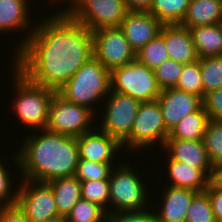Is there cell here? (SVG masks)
<instances>
[{"label":"cell","mask_w":222,"mask_h":222,"mask_svg":"<svg viewBox=\"0 0 222 222\" xmlns=\"http://www.w3.org/2000/svg\"><path fill=\"white\" fill-rule=\"evenodd\" d=\"M61 11L29 29L13 61L29 81L55 91L94 57L92 31Z\"/></svg>","instance_id":"obj_1"},{"label":"cell","mask_w":222,"mask_h":222,"mask_svg":"<svg viewBox=\"0 0 222 222\" xmlns=\"http://www.w3.org/2000/svg\"><path fill=\"white\" fill-rule=\"evenodd\" d=\"M42 133V134H41ZM30 135L19 148L14 162L22 179L47 183L75 175L79 161L77 137L43 129Z\"/></svg>","instance_id":"obj_2"},{"label":"cell","mask_w":222,"mask_h":222,"mask_svg":"<svg viewBox=\"0 0 222 222\" xmlns=\"http://www.w3.org/2000/svg\"><path fill=\"white\" fill-rule=\"evenodd\" d=\"M110 89V72L92 57L57 90V93L66 101L88 107L95 113L92 109L94 104L107 97Z\"/></svg>","instance_id":"obj_3"},{"label":"cell","mask_w":222,"mask_h":222,"mask_svg":"<svg viewBox=\"0 0 222 222\" xmlns=\"http://www.w3.org/2000/svg\"><path fill=\"white\" fill-rule=\"evenodd\" d=\"M12 74L16 92L12 106L16 117L34 130L46 129L50 102L57 91L32 83L16 68Z\"/></svg>","instance_id":"obj_4"},{"label":"cell","mask_w":222,"mask_h":222,"mask_svg":"<svg viewBox=\"0 0 222 222\" xmlns=\"http://www.w3.org/2000/svg\"><path fill=\"white\" fill-rule=\"evenodd\" d=\"M117 167L112 169L109 178V206H113V210L109 209L107 214L146 209L149 196L139 174L129 164Z\"/></svg>","instance_id":"obj_5"},{"label":"cell","mask_w":222,"mask_h":222,"mask_svg":"<svg viewBox=\"0 0 222 222\" xmlns=\"http://www.w3.org/2000/svg\"><path fill=\"white\" fill-rule=\"evenodd\" d=\"M111 90L140 102L157 100L162 92L154 70L137 60L110 72Z\"/></svg>","instance_id":"obj_6"},{"label":"cell","mask_w":222,"mask_h":222,"mask_svg":"<svg viewBox=\"0 0 222 222\" xmlns=\"http://www.w3.org/2000/svg\"><path fill=\"white\" fill-rule=\"evenodd\" d=\"M169 133L158 100L141 102L130 134L121 145L128 146L133 151L142 150L159 142L163 149Z\"/></svg>","instance_id":"obj_7"},{"label":"cell","mask_w":222,"mask_h":222,"mask_svg":"<svg viewBox=\"0 0 222 222\" xmlns=\"http://www.w3.org/2000/svg\"><path fill=\"white\" fill-rule=\"evenodd\" d=\"M64 11L91 31L120 27L128 13L124 0H74Z\"/></svg>","instance_id":"obj_8"},{"label":"cell","mask_w":222,"mask_h":222,"mask_svg":"<svg viewBox=\"0 0 222 222\" xmlns=\"http://www.w3.org/2000/svg\"><path fill=\"white\" fill-rule=\"evenodd\" d=\"M94 112L88 107L66 101L57 92L49 106L46 129L53 133L78 137L93 130Z\"/></svg>","instance_id":"obj_9"},{"label":"cell","mask_w":222,"mask_h":222,"mask_svg":"<svg viewBox=\"0 0 222 222\" xmlns=\"http://www.w3.org/2000/svg\"><path fill=\"white\" fill-rule=\"evenodd\" d=\"M94 57L109 71L136 60L120 27H106L92 31Z\"/></svg>","instance_id":"obj_10"},{"label":"cell","mask_w":222,"mask_h":222,"mask_svg":"<svg viewBox=\"0 0 222 222\" xmlns=\"http://www.w3.org/2000/svg\"><path fill=\"white\" fill-rule=\"evenodd\" d=\"M107 96L99 129L121 143L130 134L141 102L111 89Z\"/></svg>","instance_id":"obj_11"},{"label":"cell","mask_w":222,"mask_h":222,"mask_svg":"<svg viewBox=\"0 0 222 222\" xmlns=\"http://www.w3.org/2000/svg\"><path fill=\"white\" fill-rule=\"evenodd\" d=\"M17 190V205L29 222H46L60 216L52 188L43 182L22 179Z\"/></svg>","instance_id":"obj_12"},{"label":"cell","mask_w":222,"mask_h":222,"mask_svg":"<svg viewBox=\"0 0 222 222\" xmlns=\"http://www.w3.org/2000/svg\"><path fill=\"white\" fill-rule=\"evenodd\" d=\"M157 100L165 126L169 131L184 117L196 111L203 104L199 96L177 88L162 90Z\"/></svg>","instance_id":"obj_13"},{"label":"cell","mask_w":222,"mask_h":222,"mask_svg":"<svg viewBox=\"0 0 222 222\" xmlns=\"http://www.w3.org/2000/svg\"><path fill=\"white\" fill-rule=\"evenodd\" d=\"M163 24L150 12L128 11L120 28L137 53L142 47L159 35Z\"/></svg>","instance_id":"obj_14"},{"label":"cell","mask_w":222,"mask_h":222,"mask_svg":"<svg viewBox=\"0 0 222 222\" xmlns=\"http://www.w3.org/2000/svg\"><path fill=\"white\" fill-rule=\"evenodd\" d=\"M91 130L77 137L79 159L99 163H113L122 145L114 137L101 131Z\"/></svg>","instance_id":"obj_15"},{"label":"cell","mask_w":222,"mask_h":222,"mask_svg":"<svg viewBox=\"0 0 222 222\" xmlns=\"http://www.w3.org/2000/svg\"><path fill=\"white\" fill-rule=\"evenodd\" d=\"M164 150L170 153L168 157L190 167L201 169L211 180L215 170L207 155L203 140L166 139Z\"/></svg>","instance_id":"obj_16"},{"label":"cell","mask_w":222,"mask_h":222,"mask_svg":"<svg viewBox=\"0 0 222 222\" xmlns=\"http://www.w3.org/2000/svg\"><path fill=\"white\" fill-rule=\"evenodd\" d=\"M166 188L165 192H162L164 194L161 209L154 211L156 222H186L189 207L199 192L174 186Z\"/></svg>","instance_id":"obj_17"},{"label":"cell","mask_w":222,"mask_h":222,"mask_svg":"<svg viewBox=\"0 0 222 222\" xmlns=\"http://www.w3.org/2000/svg\"><path fill=\"white\" fill-rule=\"evenodd\" d=\"M159 34L164 38L170 59L183 64L199 59L189 28L181 24H164Z\"/></svg>","instance_id":"obj_18"},{"label":"cell","mask_w":222,"mask_h":222,"mask_svg":"<svg viewBox=\"0 0 222 222\" xmlns=\"http://www.w3.org/2000/svg\"><path fill=\"white\" fill-rule=\"evenodd\" d=\"M168 172L171 178L169 186L188 188L197 192L205 191L212 181L201 169L190 167L169 157Z\"/></svg>","instance_id":"obj_19"},{"label":"cell","mask_w":222,"mask_h":222,"mask_svg":"<svg viewBox=\"0 0 222 222\" xmlns=\"http://www.w3.org/2000/svg\"><path fill=\"white\" fill-rule=\"evenodd\" d=\"M222 23L221 0H191L181 25L187 28Z\"/></svg>","instance_id":"obj_20"},{"label":"cell","mask_w":222,"mask_h":222,"mask_svg":"<svg viewBox=\"0 0 222 222\" xmlns=\"http://www.w3.org/2000/svg\"><path fill=\"white\" fill-rule=\"evenodd\" d=\"M189 30L198 58L222 56V23Z\"/></svg>","instance_id":"obj_21"},{"label":"cell","mask_w":222,"mask_h":222,"mask_svg":"<svg viewBox=\"0 0 222 222\" xmlns=\"http://www.w3.org/2000/svg\"><path fill=\"white\" fill-rule=\"evenodd\" d=\"M47 184L52 188L60 216H67L82 198L81 182L74 175L53 179Z\"/></svg>","instance_id":"obj_22"},{"label":"cell","mask_w":222,"mask_h":222,"mask_svg":"<svg viewBox=\"0 0 222 222\" xmlns=\"http://www.w3.org/2000/svg\"><path fill=\"white\" fill-rule=\"evenodd\" d=\"M208 122L209 117L202 104L176 124L167 139L203 140Z\"/></svg>","instance_id":"obj_23"},{"label":"cell","mask_w":222,"mask_h":222,"mask_svg":"<svg viewBox=\"0 0 222 222\" xmlns=\"http://www.w3.org/2000/svg\"><path fill=\"white\" fill-rule=\"evenodd\" d=\"M27 2V0H0V31L3 33L16 29L28 31L25 30V27L30 25Z\"/></svg>","instance_id":"obj_24"},{"label":"cell","mask_w":222,"mask_h":222,"mask_svg":"<svg viewBox=\"0 0 222 222\" xmlns=\"http://www.w3.org/2000/svg\"><path fill=\"white\" fill-rule=\"evenodd\" d=\"M191 0H153L150 13L163 25L181 24Z\"/></svg>","instance_id":"obj_25"},{"label":"cell","mask_w":222,"mask_h":222,"mask_svg":"<svg viewBox=\"0 0 222 222\" xmlns=\"http://www.w3.org/2000/svg\"><path fill=\"white\" fill-rule=\"evenodd\" d=\"M170 59L164 38L159 34L136 53V60L155 70L164 61Z\"/></svg>","instance_id":"obj_26"},{"label":"cell","mask_w":222,"mask_h":222,"mask_svg":"<svg viewBox=\"0 0 222 222\" xmlns=\"http://www.w3.org/2000/svg\"><path fill=\"white\" fill-rule=\"evenodd\" d=\"M203 142L215 170L222 165V121L209 120Z\"/></svg>","instance_id":"obj_27"},{"label":"cell","mask_w":222,"mask_h":222,"mask_svg":"<svg viewBox=\"0 0 222 222\" xmlns=\"http://www.w3.org/2000/svg\"><path fill=\"white\" fill-rule=\"evenodd\" d=\"M204 96L222 87V56L200 58Z\"/></svg>","instance_id":"obj_28"},{"label":"cell","mask_w":222,"mask_h":222,"mask_svg":"<svg viewBox=\"0 0 222 222\" xmlns=\"http://www.w3.org/2000/svg\"><path fill=\"white\" fill-rule=\"evenodd\" d=\"M182 91L204 98L200 58L192 63L184 64L177 85L174 87Z\"/></svg>","instance_id":"obj_29"},{"label":"cell","mask_w":222,"mask_h":222,"mask_svg":"<svg viewBox=\"0 0 222 222\" xmlns=\"http://www.w3.org/2000/svg\"><path fill=\"white\" fill-rule=\"evenodd\" d=\"M68 222H107V212L99 205L81 198L66 216Z\"/></svg>","instance_id":"obj_30"},{"label":"cell","mask_w":222,"mask_h":222,"mask_svg":"<svg viewBox=\"0 0 222 222\" xmlns=\"http://www.w3.org/2000/svg\"><path fill=\"white\" fill-rule=\"evenodd\" d=\"M81 195L83 199L109 210V179L90 180L81 182ZM107 208V209H106Z\"/></svg>","instance_id":"obj_31"},{"label":"cell","mask_w":222,"mask_h":222,"mask_svg":"<svg viewBox=\"0 0 222 222\" xmlns=\"http://www.w3.org/2000/svg\"><path fill=\"white\" fill-rule=\"evenodd\" d=\"M112 165V163H99L79 159L74 176L80 182L109 179L112 172L111 169H113Z\"/></svg>","instance_id":"obj_32"},{"label":"cell","mask_w":222,"mask_h":222,"mask_svg":"<svg viewBox=\"0 0 222 222\" xmlns=\"http://www.w3.org/2000/svg\"><path fill=\"white\" fill-rule=\"evenodd\" d=\"M186 222H217L206 191L199 192L193 198Z\"/></svg>","instance_id":"obj_33"},{"label":"cell","mask_w":222,"mask_h":222,"mask_svg":"<svg viewBox=\"0 0 222 222\" xmlns=\"http://www.w3.org/2000/svg\"><path fill=\"white\" fill-rule=\"evenodd\" d=\"M183 65V63L168 59L154 70L158 85L162 90L174 88L177 85Z\"/></svg>","instance_id":"obj_34"},{"label":"cell","mask_w":222,"mask_h":222,"mask_svg":"<svg viewBox=\"0 0 222 222\" xmlns=\"http://www.w3.org/2000/svg\"><path fill=\"white\" fill-rule=\"evenodd\" d=\"M107 222H156V218L155 213L146 208V210L109 213Z\"/></svg>","instance_id":"obj_35"},{"label":"cell","mask_w":222,"mask_h":222,"mask_svg":"<svg viewBox=\"0 0 222 222\" xmlns=\"http://www.w3.org/2000/svg\"><path fill=\"white\" fill-rule=\"evenodd\" d=\"M202 103L209 120L222 121V87L205 94Z\"/></svg>","instance_id":"obj_36"},{"label":"cell","mask_w":222,"mask_h":222,"mask_svg":"<svg viewBox=\"0 0 222 222\" xmlns=\"http://www.w3.org/2000/svg\"><path fill=\"white\" fill-rule=\"evenodd\" d=\"M10 172L6 168L5 164L0 161V207L11 206L17 203V191L11 194L12 187L10 180ZM11 194V196H9Z\"/></svg>","instance_id":"obj_37"},{"label":"cell","mask_w":222,"mask_h":222,"mask_svg":"<svg viewBox=\"0 0 222 222\" xmlns=\"http://www.w3.org/2000/svg\"><path fill=\"white\" fill-rule=\"evenodd\" d=\"M205 191L208 193L216 221L222 222V186L212 179Z\"/></svg>","instance_id":"obj_38"},{"label":"cell","mask_w":222,"mask_h":222,"mask_svg":"<svg viewBox=\"0 0 222 222\" xmlns=\"http://www.w3.org/2000/svg\"><path fill=\"white\" fill-rule=\"evenodd\" d=\"M0 222H29L23 210L16 204L0 207Z\"/></svg>","instance_id":"obj_39"},{"label":"cell","mask_w":222,"mask_h":222,"mask_svg":"<svg viewBox=\"0 0 222 222\" xmlns=\"http://www.w3.org/2000/svg\"><path fill=\"white\" fill-rule=\"evenodd\" d=\"M128 11L149 12L153 0H124Z\"/></svg>","instance_id":"obj_40"},{"label":"cell","mask_w":222,"mask_h":222,"mask_svg":"<svg viewBox=\"0 0 222 222\" xmlns=\"http://www.w3.org/2000/svg\"><path fill=\"white\" fill-rule=\"evenodd\" d=\"M213 180L220 186H222V165L215 169Z\"/></svg>","instance_id":"obj_41"},{"label":"cell","mask_w":222,"mask_h":222,"mask_svg":"<svg viewBox=\"0 0 222 222\" xmlns=\"http://www.w3.org/2000/svg\"><path fill=\"white\" fill-rule=\"evenodd\" d=\"M46 222H68V219H67L66 216H58V217H55L53 219H49Z\"/></svg>","instance_id":"obj_42"}]
</instances>
